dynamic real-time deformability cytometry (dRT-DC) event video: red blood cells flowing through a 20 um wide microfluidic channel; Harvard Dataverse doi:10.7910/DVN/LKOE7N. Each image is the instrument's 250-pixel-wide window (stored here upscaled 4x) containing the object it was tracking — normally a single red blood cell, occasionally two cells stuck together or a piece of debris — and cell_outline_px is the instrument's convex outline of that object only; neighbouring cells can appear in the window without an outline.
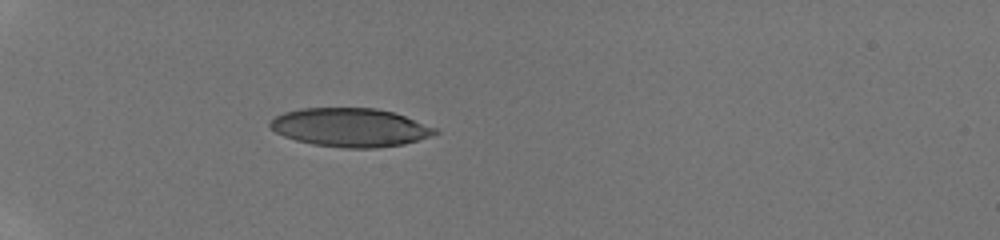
{"species": "human", "species_latin": "Homo sapiens", "temperature_condition": "room temperature", "stored_images_in_passage": 30, "camera_frame_rate_fps": 3000, "um_per_image_px": 0.085, "donor": {"sex": "male"}, "frame": {"image": 1, "passage_image": 1, "time_ms": 0.0, "image_size_px": [1000, 240], "cell_outline_px": [[440, 132], [432, 136], [404, 144], [376, 148], [344, 148], [312, 144], [296, 140], [284, 136], [276, 132], [268, 124], [276, 116], [284, 112], [300, 108], [376, 108], [392, 112], [404, 116], [436, 128]], "centroid_in_image_um": [29.78, 10.84], "position_along_channel_um": 55.2, "area_um2": 36.99}}
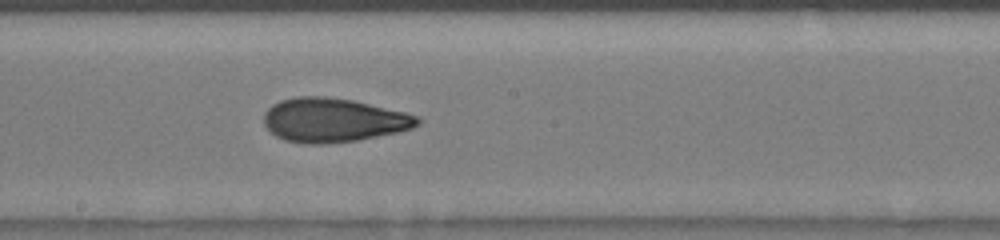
{"frame": {"image": 2, "passage_image": 15, "time_ms": 4.667, "image_size_px": [1000, 240], "cell_outline_px": [[420, 124], [412, 128], [396, 132], [356, 140], [324, 144], [304, 144], [284, 140], [276, 136], [264, 124], [264, 112], [272, 104], [280, 100], [296, 96], [324, 96], [352, 100], [404, 112], [420, 116]], "centroid_in_image_um": [28.3, 10.2], "position_along_channel_um": 219.9, "area_um2": 39.3}}
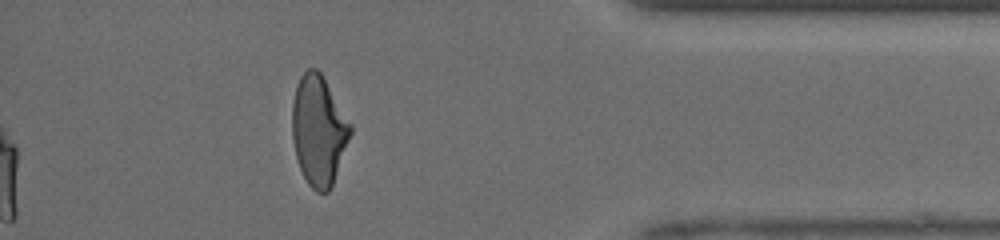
{"frame": {"image": 3, "passage_image": 30, "time_ms": 9.667, "image_size_px": [1000, 240], "cell_outline_px": [[352, 132], [332, 184], [328, 192], [316, 192], [308, 184], [300, 168], [296, 156], [292, 140], [292, 104], [296, 84], [300, 76], [308, 68], [316, 68], [320, 72], [352, 124]], "centroid_in_image_um": [27.07, 11.07], "position_along_channel_um": 408.1, "area_um2": 37.11}, "authors_computed_cell_mechanics": {"area_um2": 38.3792, "velocity_mm_per_s": 4.2323, "shape_relaxation_time_tau1_ms": 4.8668, "shape_relaxation_time_tau2_ms": 1.372, "deformation_change_tau1": 0.1972, "deformation_change_tau2": 0.0888}}